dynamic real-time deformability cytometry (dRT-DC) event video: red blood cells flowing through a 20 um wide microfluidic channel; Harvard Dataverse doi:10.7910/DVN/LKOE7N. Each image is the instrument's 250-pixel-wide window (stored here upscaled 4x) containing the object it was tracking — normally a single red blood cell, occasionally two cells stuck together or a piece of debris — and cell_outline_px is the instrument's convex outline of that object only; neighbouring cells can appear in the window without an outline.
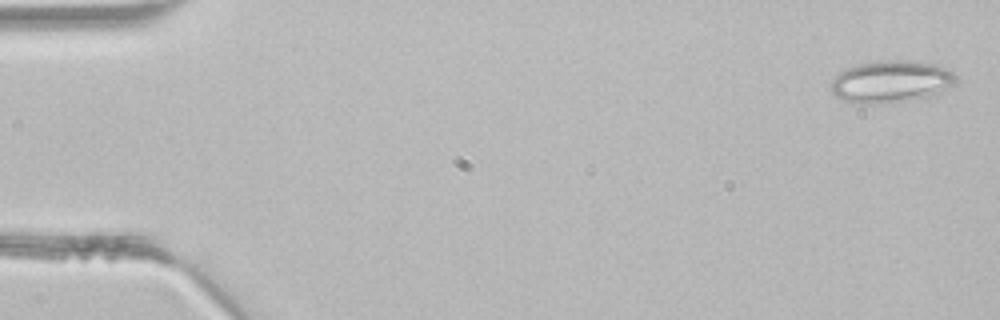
{"species": "common noctule bat (a hibernating species)", "species_latin": "Nyctalus noctula", "temperature_condition": "room temperature", "stored_images_in_passage": 4, "camera_frame_rate_fps": 3000, "um_per_image_px": 0.085, "animal": {"sex": "male", "body_mass_g": 21.5, "forearm_length_mm": 52.0}, "frame": {"image": 1, "passage_image": 1, "time_ms": 0.0, "image_size_px": [1000, 320], "cell_outline_px": [[956, 80], [948, 88], [924, 96], [904, 100], [864, 104], [860, 104], [844, 100], [836, 96], [828, 88], [828, 84], [844, 68], [876, 60], [916, 60], [936, 64], [952, 72], [956, 76]], "centroid_in_image_um": [75.66, 6.9], "position_along_channel_um": 9.3, "area_um2": 30.35}}